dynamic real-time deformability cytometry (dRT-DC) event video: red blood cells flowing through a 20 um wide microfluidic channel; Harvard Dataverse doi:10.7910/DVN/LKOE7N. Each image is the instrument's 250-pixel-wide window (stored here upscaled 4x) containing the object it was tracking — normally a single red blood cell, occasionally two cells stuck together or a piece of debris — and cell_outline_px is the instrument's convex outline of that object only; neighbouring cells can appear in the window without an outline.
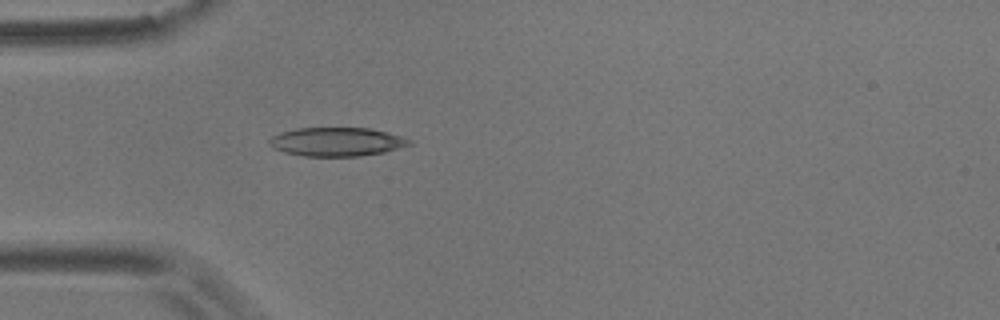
{"species": "common noctule bat (a hibernating species)", "species_latin": "Nyctalus noctula", "temperature_condition": "room temperature", "stored_images_in_passage": 4, "camera_frame_rate_fps": 3000, "um_per_image_px": 0.085, "animal": {"sex": "male", "body_mass_g": 17.9}, "frame": {"image": 1, "passage_image": 4, "time_ms": 3.667, "image_size_px": [1000, 320], "cell_outline_px": [[412, 144], [400, 148], [384, 152], [360, 156], [304, 156], [284, 152], [272, 148], [268, 144], [268, 140], [272, 136], [280, 132], [296, 128], [368, 128], [388, 132], [412, 140]], "centroid_in_image_um": [28.6, 12.05], "position_along_channel_um": 56.4, "area_um2": 23.58}}